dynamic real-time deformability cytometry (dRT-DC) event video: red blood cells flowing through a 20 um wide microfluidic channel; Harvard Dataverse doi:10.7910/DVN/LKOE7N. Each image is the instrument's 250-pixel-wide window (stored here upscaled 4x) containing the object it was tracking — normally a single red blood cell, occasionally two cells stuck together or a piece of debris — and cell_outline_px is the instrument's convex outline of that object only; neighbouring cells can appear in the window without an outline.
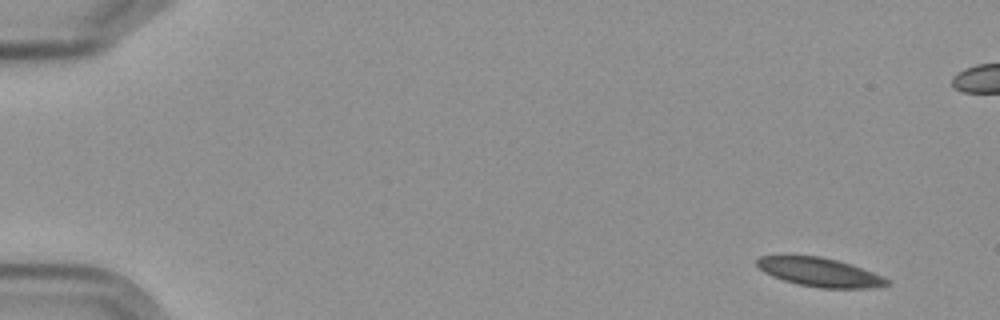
{"species": "Egyptian fruit bat (a non-hibernating species)", "species_latin": "Rousettus aegyptiacus", "temperature_condition": "cold", "stored_images_in_passage": 6, "segment_of_instrument_passage": [2, 2], "camera_frame_rate_fps": 3000, "um_per_image_px": 0.085, "frame": {"image": 1, "passage_image": 6, "time_ms": 6.667, "image_size_px": [1000, 320], "cell_outline_px": [[888, 284], [864, 288], [820, 288], [800, 284], [784, 280], [772, 276], [764, 272], [756, 264], [756, 260], [760, 256], [820, 256], [852, 264], [872, 272], [888, 280]], "centroid_in_image_um": [69.63, 23.13], "position_along_channel_um": 15.4, "area_um2": 21.33}}